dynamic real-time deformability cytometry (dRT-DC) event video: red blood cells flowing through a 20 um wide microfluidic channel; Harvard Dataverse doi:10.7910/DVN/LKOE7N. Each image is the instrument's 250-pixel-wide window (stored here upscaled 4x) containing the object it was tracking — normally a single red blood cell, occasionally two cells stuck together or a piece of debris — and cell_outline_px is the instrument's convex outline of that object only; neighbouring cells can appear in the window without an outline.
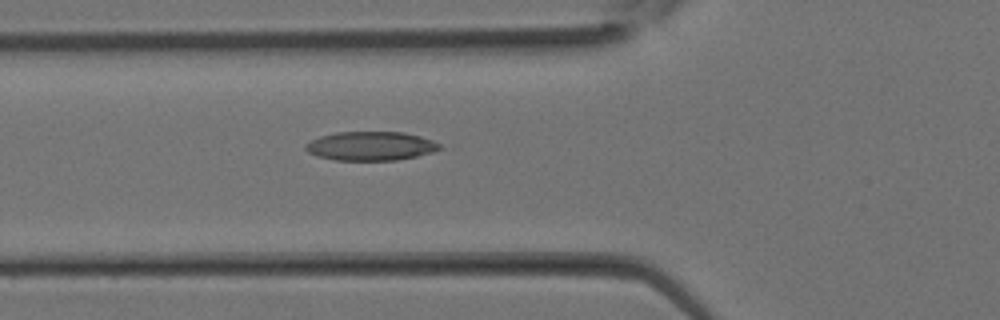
{"species": "Egyptian fruit bat (a non-hibernating species)", "species_latin": "Rousettus aegyptiacus", "temperature_condition": "room temperature", "stored_images_in_passage": 32, "camera_frame_rate_fps": 3000, "um_per_image_px": 0.085, "animal": {"sex": "female"}, "frame": {"image": 1, "passage_image": 12, "time_ms": 3.667, "image_size_px": [1000, 320], "cell_outline_px": [[440, 148], [432, 152], [416, 156], [396, 160], [336, 160], [320, 156], [308, 152], [304, 148], [304, 144], [320, 136], [336, 132], [404, 132], [420, 136], [432, 140], [440, 144]], "centroid_in_image_um": [31.5, 12.4], "position_along_channel_um": 94.3, "area_um2": 22.43}}
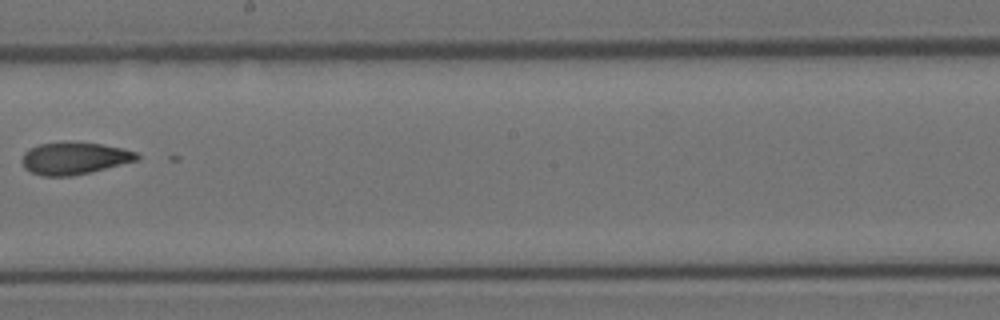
{"frame": {"image": 2, "passage_image": 19, "time_ms": 6.0, "image_size_px": [1000, 320], "cell_outline_px": [[140, 160], [72, 176], [44, 176], [32, 172], [24, 168], [20, 160], [24, 152], [28, 148], [40, 144], [64, 140], [100, 144], [124, 148], [136, 152], [140, 156]], "centroid_in_image_um": [6.3, 13.43], "position_along_channel_um": 241.9, "area_um2": 21.96}}
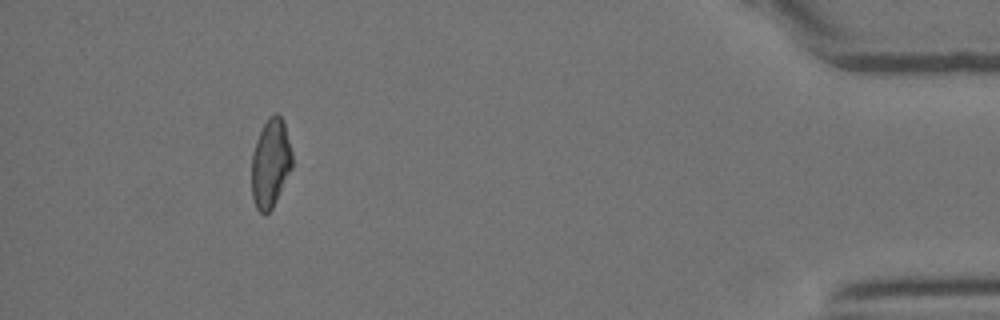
{"frame": {"image": 3, "passage_image": 30, "time_ms": 9.667, "image_size_px": [1000, 320], "cell_outline_px": [[292, 168], [272, 208], [264, 216], [256, 208], [252, 196], [252, 152], [256, 140], [268, 116], [276, 112], [284, 120], [292, 152]], "centroid_in_image_um": [23.0, 13.85], "position_along_channel_um": 412.2, "area_um2": 21.04}}